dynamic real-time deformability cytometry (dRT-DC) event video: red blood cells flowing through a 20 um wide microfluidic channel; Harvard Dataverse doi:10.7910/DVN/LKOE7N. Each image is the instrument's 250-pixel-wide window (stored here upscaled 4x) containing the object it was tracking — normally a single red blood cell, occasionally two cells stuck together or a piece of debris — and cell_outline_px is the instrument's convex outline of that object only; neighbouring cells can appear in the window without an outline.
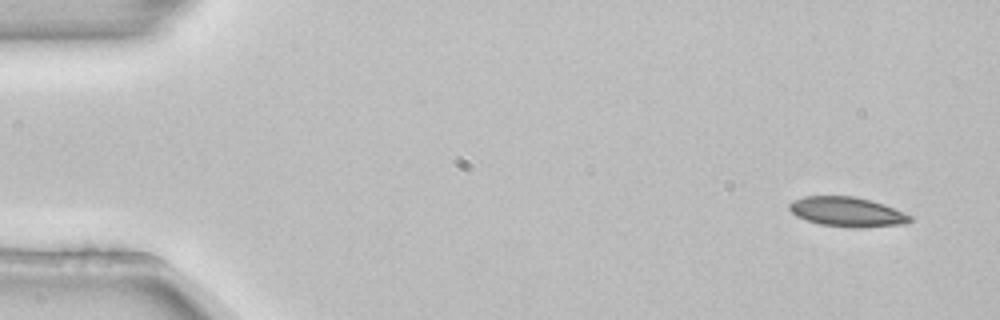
{"species": "common noctule bat (a hibernating species)", "species_latin": "Nyctalus noctula", "temperature_condition": "room temperature", "stored_images_in_passage": 5, "segment_of_instrument_passage": [1, 2], "camera_frame_rate_fps": 3000, "um_per_image_px": 0.085, "animal": {"sex": "female", "body_mass_g": 22.7, "forearm_length_mm": 54.2}, "frame": {"image": 1, "passage_image": 1, "time_ms": 0.0, "image_size_px": [1000, 320], "cell_outline_px": [[912, 220], [904, 224], [852, 228], [820, 224], [796, 216], [788, 208], [788, 204], [792, 200], [804, 196], [852, 196], [872, 200], [884, 204], [904, 212], [912, 216]], "centroid_in_image_um": [72.0, 18.0], "position_along_channel_um": 13.0, "area_um2": 20.87}}
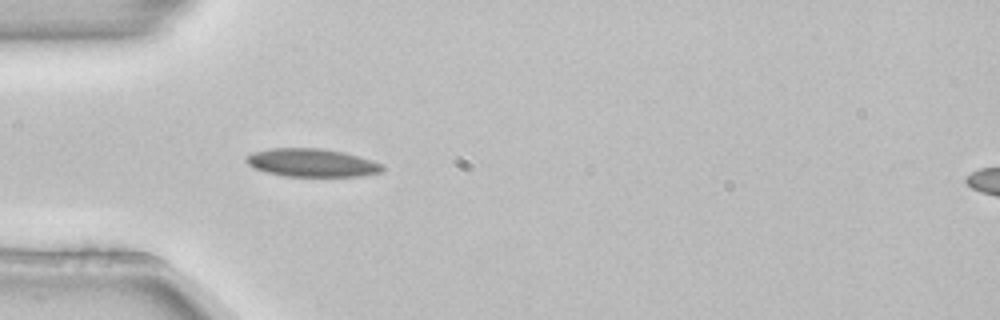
{"frame": {"image": 2, "passage_image": 4, "time_ms": 1.0, "image_size_px": [1000, 320], "cell_outline_px": [[384, 168], [380, 172], [360, 176], [284, 176], [252, 168], [244, 160], [244, 156], [252, 152], [272, 148], [320, 148], [344, 152], [360, 156], [372, 160], [380, 164]], "centroid_in_image_um": [26.45, 13.82], "position_along_channel_um": 58.5, "area_um2": 22.37}}